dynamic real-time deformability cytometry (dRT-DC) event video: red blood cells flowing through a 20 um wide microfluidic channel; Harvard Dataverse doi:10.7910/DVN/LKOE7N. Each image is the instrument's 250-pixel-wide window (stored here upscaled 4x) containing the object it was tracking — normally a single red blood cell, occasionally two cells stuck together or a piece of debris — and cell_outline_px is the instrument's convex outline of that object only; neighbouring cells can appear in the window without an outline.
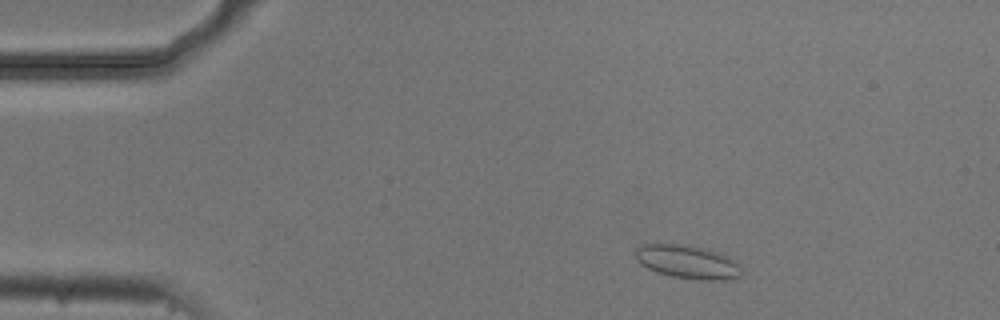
{"species": "common noctule bat (a hibernating species)", "species_latin": "Nyctalus noctula", "temperature_condition": "cold", "stored_images_in_passage": 2, "camera_frame_rate_fps": 3000, "um_per_image_px": 0.085, "animal": {"sex": "male", "body_mass_g": 20.5, "forearm_length_mm": 52.5}, "frame": {"image": 1, "passage_image": 1, "time_ms": 0.0, "image_size_px": [1000, 320], "cell_outline_px": [[740, 276], [728, 280], [712, 280], [672, 276], [656, 272], [640, 264], [636, 260], [636, 248], [644, 244], [680, 244], [720, 252], [732, 260], [740, 268]], "centroid_in_image_um": [58.4, 22.26], "position_along_channel_um": 26.6, "area_um2": 20.23}}